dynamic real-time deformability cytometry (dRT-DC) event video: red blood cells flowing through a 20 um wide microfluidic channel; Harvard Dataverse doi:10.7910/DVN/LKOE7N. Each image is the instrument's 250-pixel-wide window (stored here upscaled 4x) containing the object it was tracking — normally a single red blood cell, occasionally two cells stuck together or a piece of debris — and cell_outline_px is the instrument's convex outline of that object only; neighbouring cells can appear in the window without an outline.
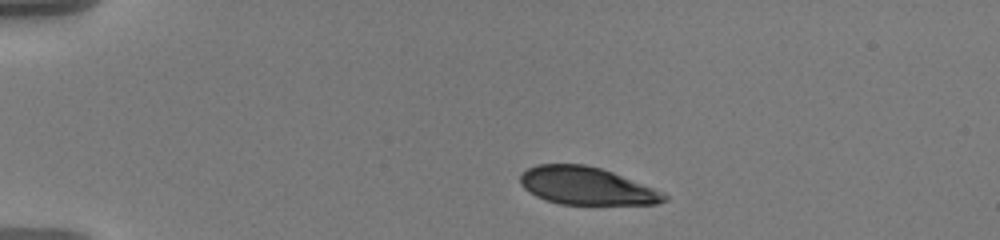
{"species": "human", "species_latin": "Homo sapiens", "temperature_condition": "warm", "stored_images_in_passage": 46, "camera_frame_rate_fps": 3000, "um_per_image_px": 0.085, "donor": {"sex": "male"}, "frame": {"image": 1, "passage_image": 1, "time_ms": 0.0, "image_size_px": [1000, 240], "cell_outline_px": [[668, 200], [656, 204], [560, 204], [536, 196], [524, 188], [520, 184], [520, 176], [528, 168], [536, 164], [584, 164], [600, 168], [612, 172], [664, 192], [668, 196]], "centroid_in_image_um": [49.86, 15.8], "position_along_channel_um": 35.1, "area_um2": 31.39}}
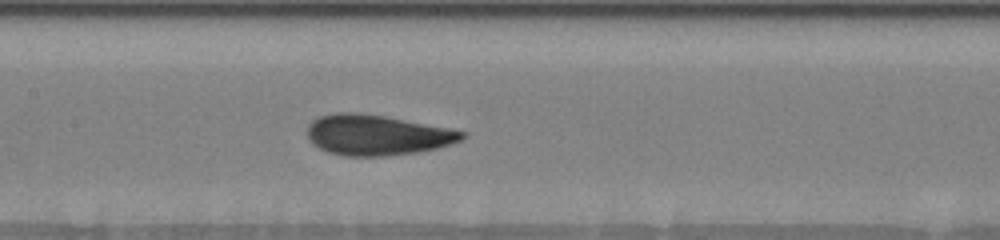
{"frame": {"image": 2, "passage_image": 18, "time_ms": 5.667, "image_size_px": [1000, 240], "cell_outline_px": [[468, 136], [452, 144], [436, 148], [416, 152], [384, 156], [344, 156], [328, 152], [312, 144], [308, 140], [308, 124], [312, 120], [320, 116], [336, 112], [360, 112], [384, 116], [452, 128], [468, 132]], "centroid_in_image_um": [32.06, 11.47], "position_along_channel_um": 175.3, "area_um2": 36.76}}
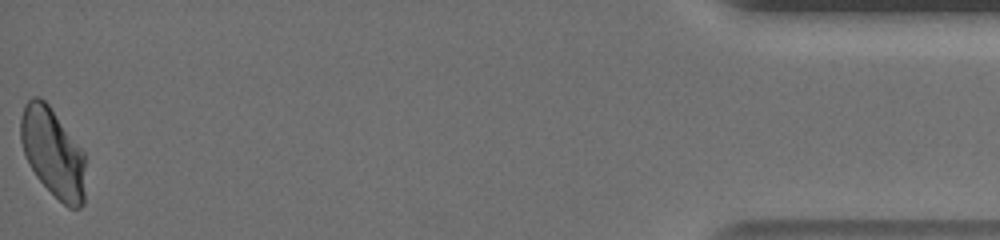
{"frame": {"image": 3, "passage_image": 46, "time_ms": 15.0, "image_size_px": [1000, 240], "cell_outline_px": [[84, 204], [80, 208], [68, 208], [36, 176], [24, 152], [20, 140], [20, 116], [24, 104], [32, 96], [40, 96], [48, 104], [84, 152]], "centroid_in_image_um": [4.48, 12.94], "position_along_channel_um": 430.7, "area_um2": 33.23}, "authors_computed_cell_mechanics": {"area_um2": 35.4892, "velocity_mm_per_s": 3.5808, "shape_relaxation_time_tau1_ms": 4.1329, "shape_relaxation_time_tau2_ms": null, "deformation_change_tau1": 0.1511, "deformation_change_tau2": null}}